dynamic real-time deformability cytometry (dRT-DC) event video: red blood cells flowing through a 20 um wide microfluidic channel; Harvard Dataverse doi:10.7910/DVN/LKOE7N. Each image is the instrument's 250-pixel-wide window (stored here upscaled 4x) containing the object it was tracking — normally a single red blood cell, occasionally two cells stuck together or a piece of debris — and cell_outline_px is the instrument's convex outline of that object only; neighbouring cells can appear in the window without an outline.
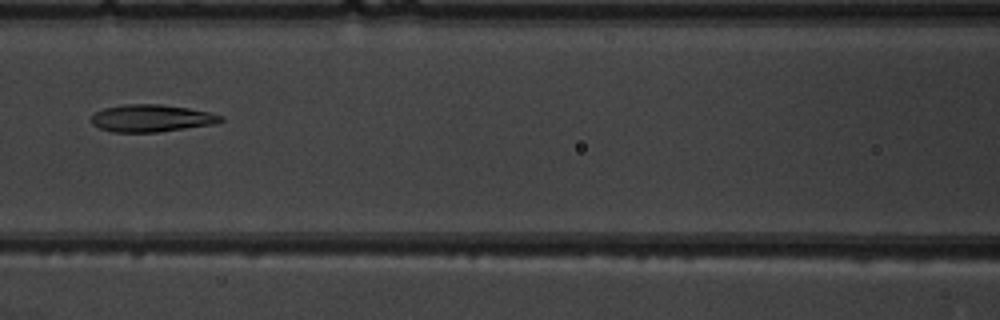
{"species": "common noctule bat (a hibernating species)", "species_latin": "Nyctalus noctula", "temperature_condition": "warm", "stored_images_in_passage": 7, "camera_frame_rate_fps": 3000, "um_per_image_px": 0.085, "animal": {"sex": "male", "body_mass_g": 19.5, "forearm_length_mm": 54.6}, "frame": {"image": 1, "passage_image": 7, "time_ms": 7.0, "image_size_px": [1000, 320], "cell_outline_px": [[224, 120], [216, 124], [156, 132], [112, 132], [100, 128], [92, 124], [92, 116], [96, 112], [104, 108], [124, 104], [160, 104], [188, 108], [208, 112], [224, 116]], "centroid_in_image_um": [12.89, 10.05], "position_along_channel_um": 153.7, "area_um2": 20.52}}